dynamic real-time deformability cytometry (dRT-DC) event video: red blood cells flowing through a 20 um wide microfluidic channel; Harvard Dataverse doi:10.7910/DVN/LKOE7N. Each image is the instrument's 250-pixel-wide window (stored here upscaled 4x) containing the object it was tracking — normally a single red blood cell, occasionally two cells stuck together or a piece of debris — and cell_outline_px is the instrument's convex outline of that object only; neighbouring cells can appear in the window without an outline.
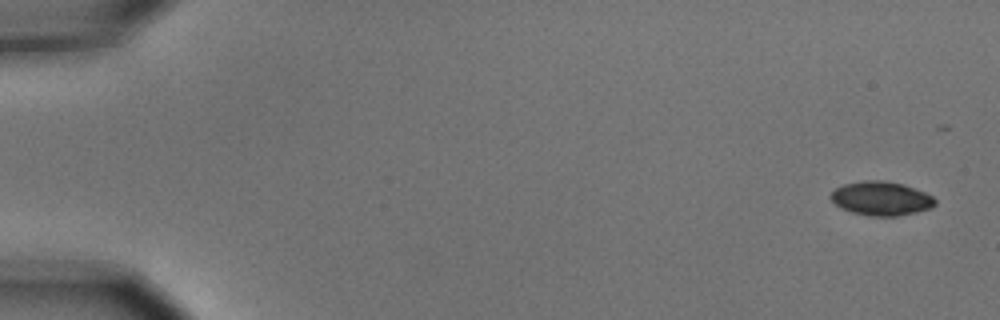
{"species": "common noctule bat (a hibernating species)", "species_latin": "Nyctalus noctula", "temperature_condition": "cold", "stored_images_in_passage": 6, "camera_frame_rate_fps": 3000, "um_per_image_px": 0.085, "animal": {"sex": "male", "body_mass_g": 15.6}, "frame": {"image": 1, "passage_image": 1, "time_ms": 0.0, "image_size_px": [1000, 320], "cell_outline_px": [[936, 204], [932, 208], [916, 212], [896, 216], [868, 216], [852, 212], [840, 208], [828, 196], [836, 188], [844, 184], [864, 180], [880, 180], [904, 184], [924, 192], [932, 196], [936, 200]], "centroid_in_image_um": [74.9, 16.87], "position_along_channel_um": 10.1, "area_um2": 20.69}}
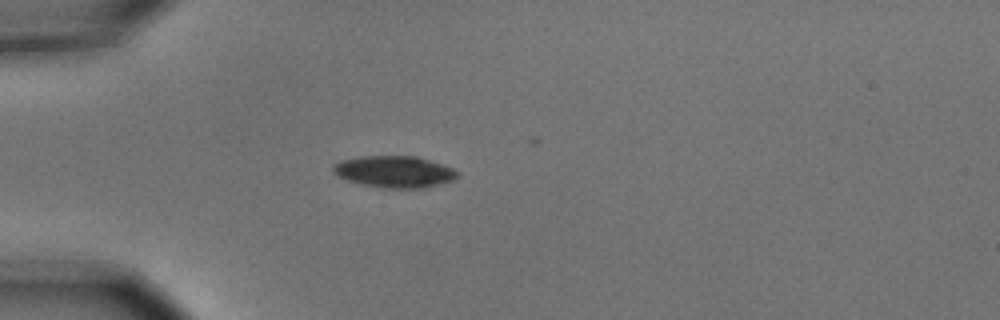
{"frame": {"image": 2, "passage_image": 5, "time_ms": 1.333, "image_size_px": [1000, 320], "cell_outline_px": [[456, 176], [452, 180], [440, 184], [424, 188], [384, 188], [364, 184], [348, 180], [336, 176], [332, 172], [332, 164], [340, 160], [360, 156], [416, 156], [452, 168], [456, 172]], "centroid_in_image_um": [33.44, 14.59], "position_along_channel_um": 51.6, "area_um2": 22.77}}